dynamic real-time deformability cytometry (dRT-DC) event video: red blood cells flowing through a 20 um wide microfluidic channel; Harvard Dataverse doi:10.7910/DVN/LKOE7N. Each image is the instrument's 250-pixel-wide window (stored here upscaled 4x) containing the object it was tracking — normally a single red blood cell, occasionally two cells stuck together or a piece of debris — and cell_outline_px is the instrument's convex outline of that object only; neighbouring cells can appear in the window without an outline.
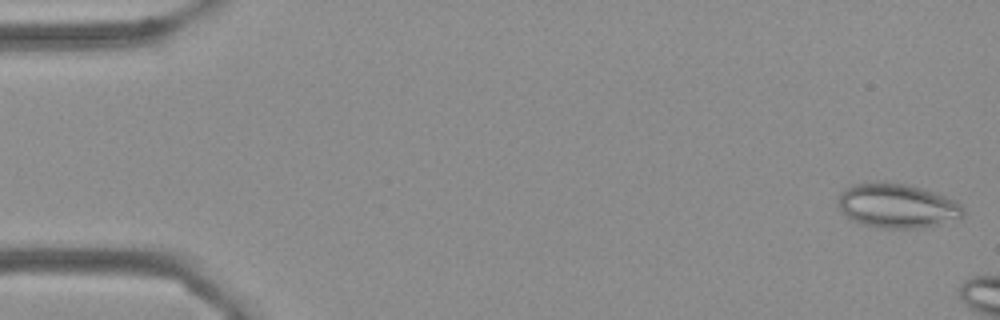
{"species": "Egyptian fruit bat (a non-hibernating species)", "species_latin": "Rousettus aegyptiacus", "temperature_condition": "cold", "stored_images_in_passage": 3, "camera_frame_rate_fps": 3000, "um_per_image_px": 0.085, "frame": {"image": 1, "passage_image": 1, "time_ms": 0.0, "image_size_px": [1000, 320], "cell_outline_px": [[964, 216], [960, 220], [920, 228], [880, 228], [864, 224], [852, 220], [840, 208], [840, 192], [844, 188], [852, 184], [876, 180], [884, 180], [924, 188], [936, 192], [956, 200], [964, 208]], "centroid_in_image_um": [76.31, 17.47], "position_along_channel_um": 8.7, "area_um2": 32.89}}